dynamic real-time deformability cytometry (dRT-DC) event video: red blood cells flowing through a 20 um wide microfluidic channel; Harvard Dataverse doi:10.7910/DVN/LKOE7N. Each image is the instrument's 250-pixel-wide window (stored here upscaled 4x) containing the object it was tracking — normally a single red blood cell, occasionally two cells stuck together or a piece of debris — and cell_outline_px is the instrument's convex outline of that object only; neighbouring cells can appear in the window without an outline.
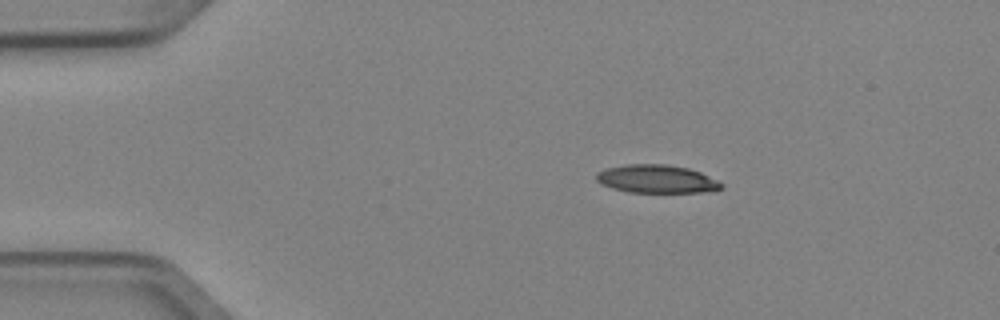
{"species": "Egyptian fruit bat (a non-hibernating species)", "species_latin": "Rousettus aegyptiacus", "temperature_condition": "cold", "stored_images_in_passage": 6, "camera_frame_rate_fps": 3000, "um_per_image_px": 0.085, "animal": {"sex": "female"}, "frame": {"image": 1, "passage_image": 2, "time_ms": 0.333, "image_size_px": [1000, 320], "cell_outline_px": [[724, 188], [716, 192], [628, 192], [612, 188], [600, 184], [596, 180], [596, 172], [604, 168], [624, 164], [664, 164], [688, 168], [700, 172], [724, 184]], "centroid_in_image_um": [55.81, 15.22], "position_along_channel_um": 29.2, "area_um2": 20.81}}
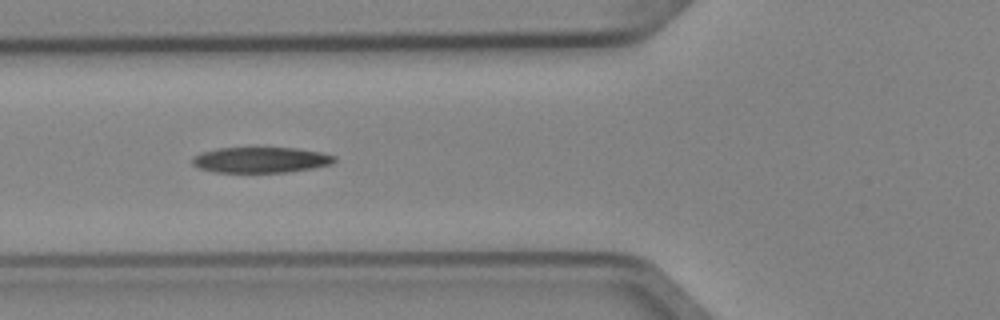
{"frame": {"image": 2, "passage_image": 5, "time_ms": 1.333, "image_size_px": [1000, 320], "cell_outline_px": [[336, 160], [332, 164], [312, 168], [284, 172], [216, 172], [200, 168], [192, 164], [192, 156], [200, 152], [220, 148], [296, 148], [320, 152], [336, 156]], "centroid_in_image_um": [22.15, 13.59], "position_along_channel_um": 103.6, "area_um2": 21.15}}
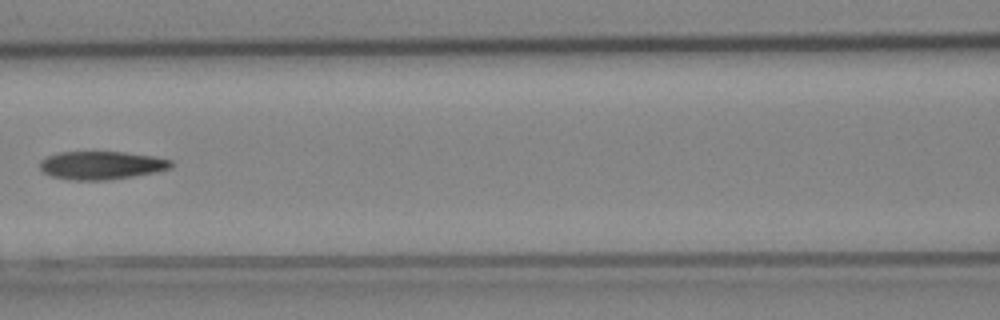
{"frame": {"image": 3, "passage_image": 6, "time_ms": 1.667, "image_size_px": [1000, 320], "cell_outline_px": [[172, 168], [156, 172], [132, 176], [104, 180], [72, 180], [52, 176], [44, 172], [40, 168], [40, 160], [48, 156], [60, 152], [124, 152], [152, 156], [172, 160]], "centroid_in_image_um": [8.63, 14.05], "position_along_channel_um": 158.0, "area_um2": 21.39}}